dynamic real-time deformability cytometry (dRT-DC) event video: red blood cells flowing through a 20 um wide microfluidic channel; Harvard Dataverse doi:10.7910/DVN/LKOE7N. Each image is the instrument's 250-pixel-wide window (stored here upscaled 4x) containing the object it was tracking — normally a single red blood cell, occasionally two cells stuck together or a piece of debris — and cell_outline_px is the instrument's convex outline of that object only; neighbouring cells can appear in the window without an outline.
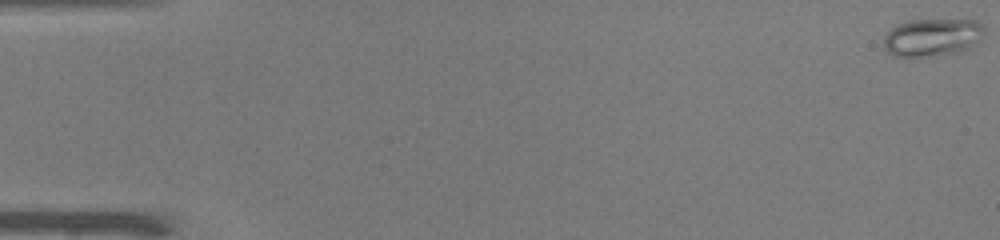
{"species": "common noctule bat (a hibernating species)", "species_latin": "Nyctalus noctula", "temperature_condition": "warm", "stored_images_in_passage": 52, "camera_frame_rate_fps": 3000, "um_per_image_px": 0.085, "animal": {"sex": "male", "body_mass_g": 19.0, "forearm_length_mm": 50.8}, "frame": {"image": 1, "passage_image": 1, "time_ms": 0.0, "image_size_px": [1000, 240], "cell_outline_px": [[984, 36], [972, 48], [964, 52], [944, 56], [908, 60], [892, 56], [884, 48], [884, 36], [892, 28], [908, 20], [976, 20], [984, 24]], "centroid_in_image_um": [79.27, 3.25], "position_along_channel_um": 5.7, "area_um2": 23.41}}
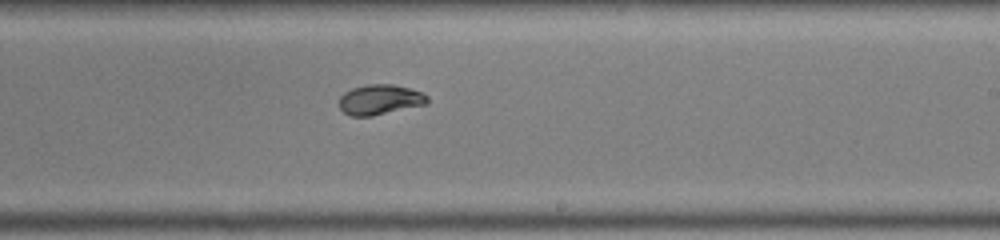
{"frame": {"image": 2, "passage_image": 32, "time_ms": 10.333, "image_size_px": [1000, 240], "cell_outline_px": [[428, 104], [372, 116], [352, 116], [344, 112], [340, 108], [340, 96], [344, 92], [352, 88], [368, 84], [392, 84], [424, 92], [428, 96]], "centroid_in_image_um": [32.32, 8.46], "position_along_channel_um": 256.7, "area_um2": 15.55}}
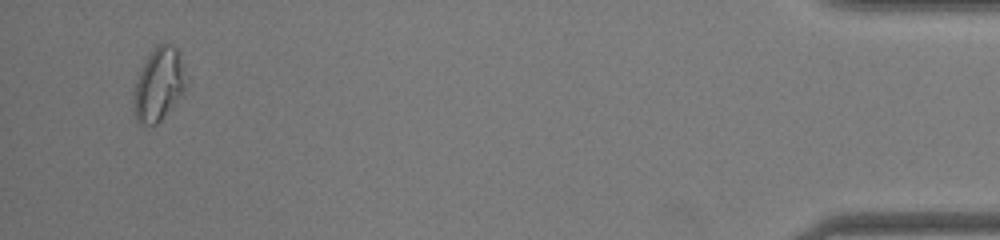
{"frame": {"image": 3, "passage_image": 50, "time_ms": 16.333, "image_size_px": [1000, 240], "cell_outline_px": [[184, 92], [160, 120], [156, 124], [140, 124], [136, 120], [132, 104], [132, 92], [136, 76], [148, 52], [156, 44], [172, 44], [180, 52], [184, 68]], "centroid_in_image_um": [13.43, 7.13], "position_along_channel_um": 421.8, "area_um2": 22.66}, "authors_computed_cell_mechanics": {"area_um2": 16.9643, "velocity_mm_per_s": 3.9977, "shape_relaxation_time_tau1_ms": 6.7927, "shape_relaxation_time_tau2_ms": null, "deformation_change_tau1": 0.2253, "deformation_change_tau2": null}}